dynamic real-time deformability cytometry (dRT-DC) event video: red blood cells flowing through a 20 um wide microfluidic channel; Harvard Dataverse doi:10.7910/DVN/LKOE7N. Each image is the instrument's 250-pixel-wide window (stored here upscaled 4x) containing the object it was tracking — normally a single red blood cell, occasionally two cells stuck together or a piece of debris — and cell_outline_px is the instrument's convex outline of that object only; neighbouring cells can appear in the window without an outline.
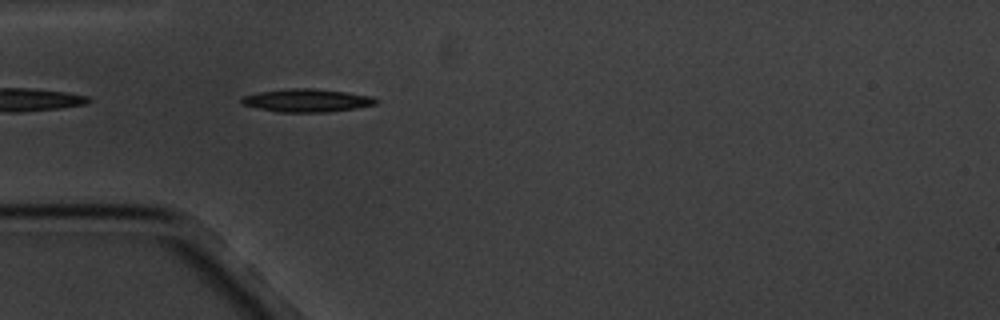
{"species": "common noctule bat (a hibernating species)", "species_latin": "Nyctalus noctula", "temperature_condition": "cold", "stored_images_in_passage": 2, "camera_frame_rate_fps": 3000, "um_per_image_px": 0.085, "animal": {"sex": "male", "body_mass_g": 20.1, "forearm_length_mm": 53.5}, "frame": {"image": 1, "passage_image": 2, "time_ms": 1.0, "image_size_px": [1000, 320], "cell_outline_px": [[380, 100], [376, 104], [356, 108], [328, 112], [280, 112], [240, 104], [240, 96], [260, 92], [288, 88], [312, 88], [344, 92], [372, 96]], "centroid_in_image_um": [26.08, 8.53], "position_along_channel_um": 58.9, "area_um2": 18.03}}